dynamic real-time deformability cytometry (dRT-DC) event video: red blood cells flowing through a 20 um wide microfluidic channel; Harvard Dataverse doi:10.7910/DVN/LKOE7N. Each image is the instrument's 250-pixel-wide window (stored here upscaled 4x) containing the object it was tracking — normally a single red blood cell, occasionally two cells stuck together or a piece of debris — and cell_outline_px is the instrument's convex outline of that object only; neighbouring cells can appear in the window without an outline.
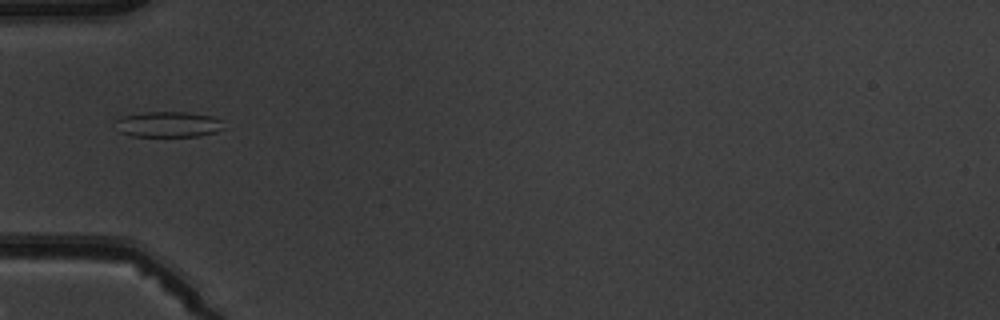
{"species": "common noctule bat (a hibernating species)", "species_latin": "Nyctalus noctula", "temperature_condition": "warm", "stored_images_in_passage": 6, "camera_frame_rate_fps": 3000, "um_per_image_px": 0.085, "animal": {"sex": "male", "body_mass_g": 19.5, "forearm_length_mm": 54.6}, "frame": {"image": 1, "passage_image": 3, "time_ms": 2.333, "image_size_px": [1000, 320], "cell_outline_px": [[228, 128], [216, 132], [200, 136], [132, 136], [120, 132], [116, 120], [124, 116], [144, 112], [188, 112], [212, 116], [224, 120]], "centroid_in_image_um": [14.44, 10.57], "position_along_channel_um": 70.6, "area_um2": 16.36}}
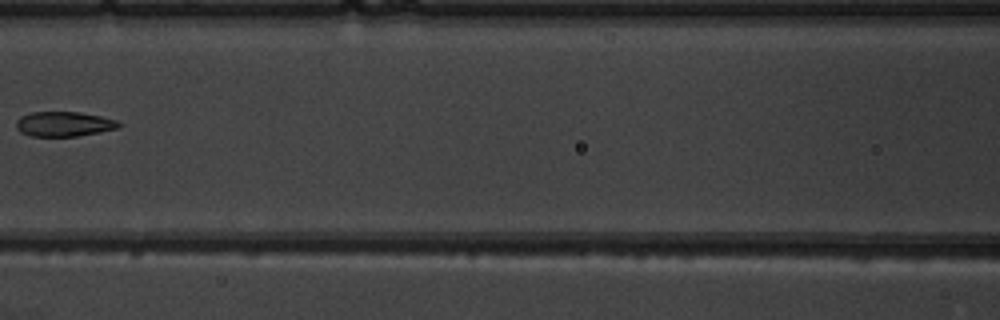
{"frame": {"image": 2, "passage_image": 5, "time_ms": 4.667, "image_size_px": [1000, 320], "cell_outline_px": [[120, 128], [100, 132], [76, 136], [32, 136], [20, 132], [16, 128], [16, 120], [20, 116], [28, 112], [80, 112], [100, 116], [116, 120], [120, 124]], "centroid_in_image_um": [5.41, 10.54], "position_along_channel_um": 161.2, "area_um2": 14.91}}
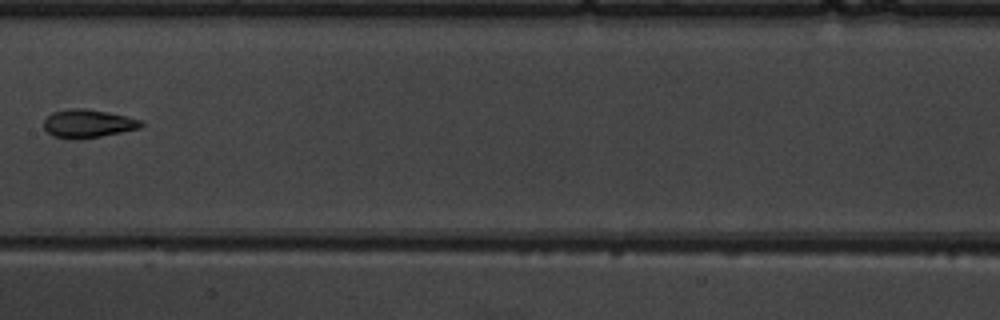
{"frame": {"image": 3, "passage_image": 6, "time_ms": 5.667, "image_size_px": [1000, 320], "cell_outline_px": [[144, 124], [140, 128], [100, 136], [52, 136], [44, 128], [44, 120], [52, 112], [72, 108], [84, 108], [108, 112], [128, 116], [144, 120]], "centroid_in_image_um": [7.54, 10.45], "position_along_channel_um": 199.9, "area_um2": 15.43}}